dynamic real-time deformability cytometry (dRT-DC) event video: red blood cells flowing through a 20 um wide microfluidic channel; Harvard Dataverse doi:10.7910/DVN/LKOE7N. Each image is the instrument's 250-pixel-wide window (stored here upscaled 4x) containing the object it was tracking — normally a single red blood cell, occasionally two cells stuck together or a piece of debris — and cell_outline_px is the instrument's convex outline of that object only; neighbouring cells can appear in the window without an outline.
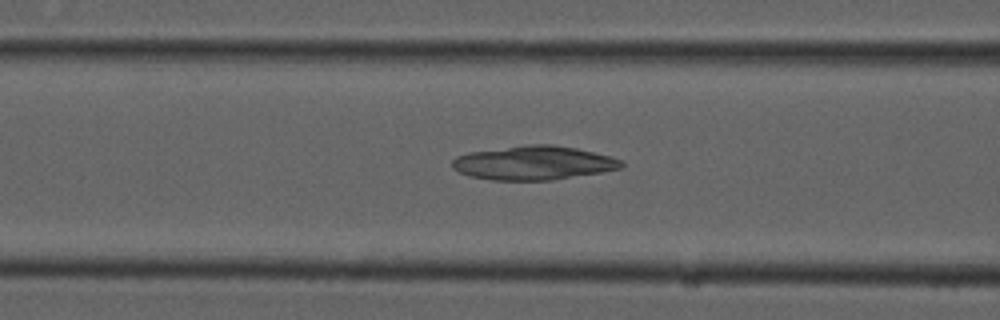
{"species": "common noctule bat (a hibernating species)", "species_latin": "Nyctalus noctula", "temperature_condition": "cold", "stored_images_in_passage": 53, "camera_frame_rate_fps": 3000, "um_per_image_px": 0.085, "animal": {"sex": "male", "forearm_length_mm": 52.5}, "frame": {"image": 1, "passage_image": 21, "time_ms": 6.667, "image_size_px": [1000, 320], "cell_outline_px": [[624, 164], [620, 168], [600, 172], [552, 180], [492, 180], [468, 176], [452, 168], [452, 160], [456, 156], [468, 152], [528, 144], [552, 144], [576, 148], [624, 160]], "centroid_in_image_um": [45.32, 13.84], "position_along_channel_um": 121.3, "area_um2": 33.41}}
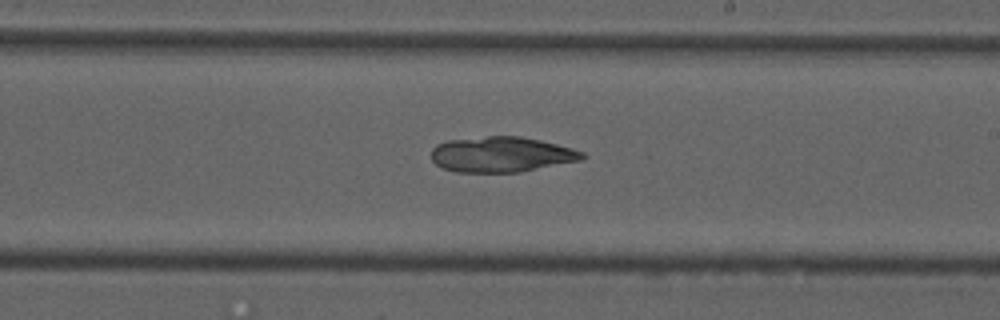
{"frame": {"image": 2, "passage_image": 31, "time_ms": 10.0, "image_size_px": [1000, 320], "cell_outline_px": [[588, 156], [580, 160], [520, 172], [456, 172], [440, 168], [432, 160], [432, 148], [436, 144], [448, 140], [488, 136], [520, 136], [540, 140], [572, 148], [584, 152]], "centroid_in_image_um": [42.6, 13.13], "position_along_channel_um": 246.4, "area_um2": 31.21}}
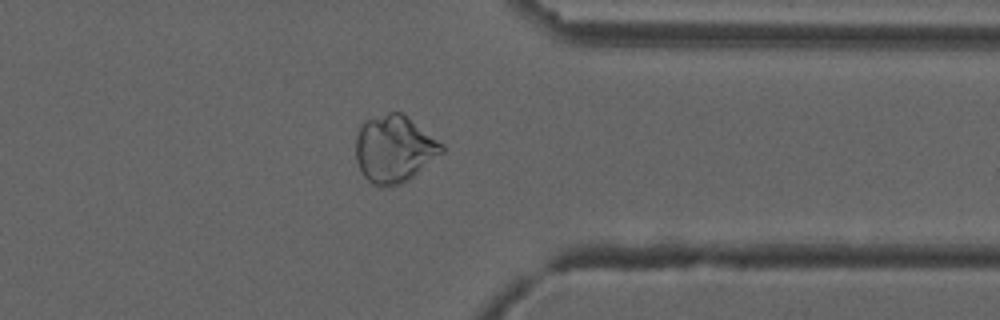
{"frame": {"image": 3, "passage_image": 42, "time_ms": 13.667, "image_size_px": [1000, 320], "cell_outline_px": [[444, 152], [408, 180], [400, 184], [384, 188], [372, 184], [364, 176], [356, 160], [356, 136], [360, 124], [364, 120], [388, 112], [400, 112], [408, 116], [444, 144]], "centroid_in_image_um": [33.51, 12.65], "position_along_channel_um": 377.9, "area_um2": 33.93}}